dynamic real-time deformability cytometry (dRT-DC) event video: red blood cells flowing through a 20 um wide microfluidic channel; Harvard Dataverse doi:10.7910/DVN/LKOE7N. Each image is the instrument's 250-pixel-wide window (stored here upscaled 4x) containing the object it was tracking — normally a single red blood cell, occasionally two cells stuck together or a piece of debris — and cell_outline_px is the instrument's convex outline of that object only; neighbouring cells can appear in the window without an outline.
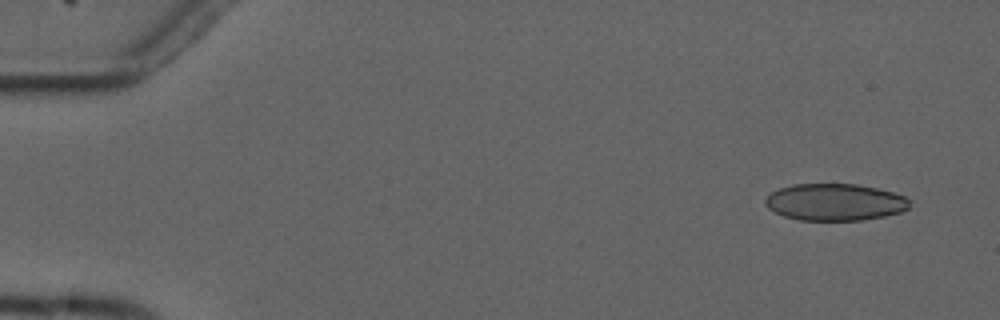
{"species": "common noctule bat (a hibernating species)", "species_latin": "Nyctalus noctula", "temperature_condition": "cold", "stored_images_in_passage": 7, "camera_frame_rate_fps": 3000, "um_per_image_px": 0.085, "animal": {"sex": "male", "forearm_length_mm": 52.5}, "frame": {"image": 1, "passage_image": 1, "time_ms": 0.0, "image_size_px": [1000, 320], "cell_outline_px": [[908, 208], [900, 212], [884, 216], [860, 220], [800, 220], [784, 216], [768, 208], [764, 204], [764, 200], [772, 192], [780, 188], [792, 184], [856, 184], [876, 188], [892, 192], [904, 196], [908, 200]], "centroid_in_image_um": [70.93, 17.18], "position_along_channel_um": 14.1, "area_um2": 30.81}}
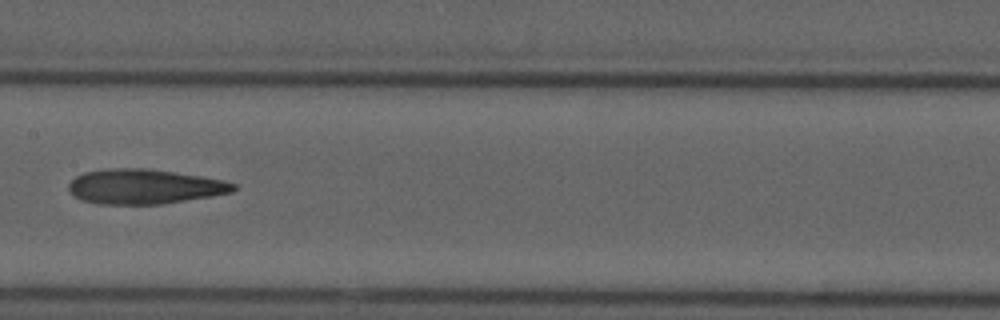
{"frame": {"image": 2, "passage_image": 7, "time_ms": 8.0, "image_size_px": [1000, 320], "cell_outline_px": [[236, 188], [232, 192], [164, 204], [100, 204], [80, 200], [68, 188], [68, 184], [76, 176], [84, 172], [108, 168], [148, 168], [200, 176], [220, 180], [236, 184]], "centroid_in_image_um": [12.24, 15.85], "position_along_channel_um": 195.2, "area_um2": 33.23}}